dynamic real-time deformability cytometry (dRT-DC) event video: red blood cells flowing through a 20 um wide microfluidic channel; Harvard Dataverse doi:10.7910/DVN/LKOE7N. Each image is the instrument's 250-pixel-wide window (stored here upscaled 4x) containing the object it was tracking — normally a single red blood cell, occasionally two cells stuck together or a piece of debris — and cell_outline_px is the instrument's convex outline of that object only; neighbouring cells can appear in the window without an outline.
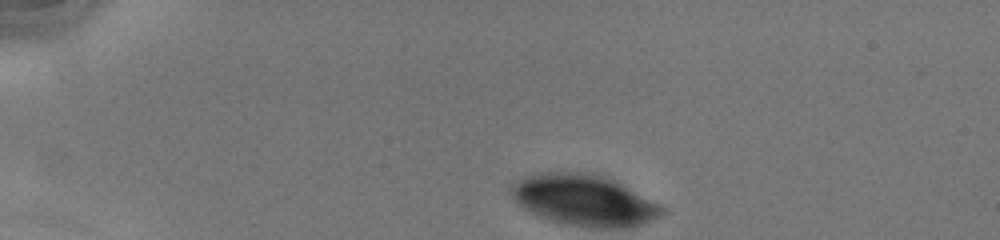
{"species": "human", "species_latin": "Homo sapiens", "temperature_condition": "cold", "stored_images_in_passage": 34, "camera_frame_rate_fps": 3000, "um_per_image_px": 0.085, "donor": {"sex": "male"}, "frame": {"image": 1, "passage_image": 1, "time_ms": 0.0, "image_size_px": [1000, 240], "cell_outline_px": [[660, 208], [656, 212], [632, 224], [588, 224], [568, 220], [544, 212], [520, 200], [516, 192], [520, 184], [528, 180], [564, 176], [576, 176], [600, 180], [612, 184]], "centroid_in_image_um": [49.7, 17.04], "position_along_channel_um": 35.3, "area_um2": 33.87}}
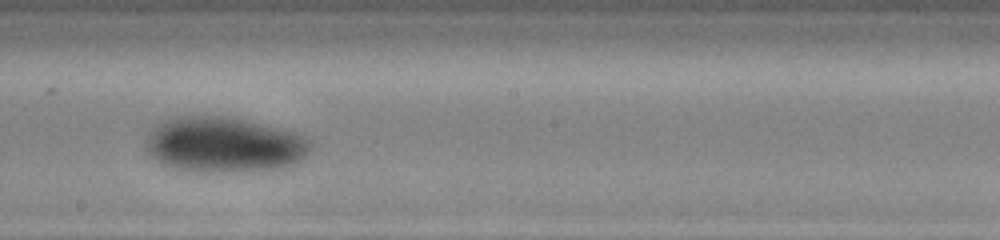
{"frame": {"image": 2, "passage_image": 20, "time_ms": 6.333, "image_size_px": [1000, 240], "cell_outline_px": [[300, 152], [288, 160], [272, 164], [188, 164], [172, 160], [164, 156], [156, 148], [156, 140], [160, 132], [164, 128], [176, 124], [212, 120], [240, 124], [288, 136], [300, 144]], "centroid_in_image_um": [19.07, 12.25], "position_along_channel_um": 229.1, "area_um2": 36.18}}
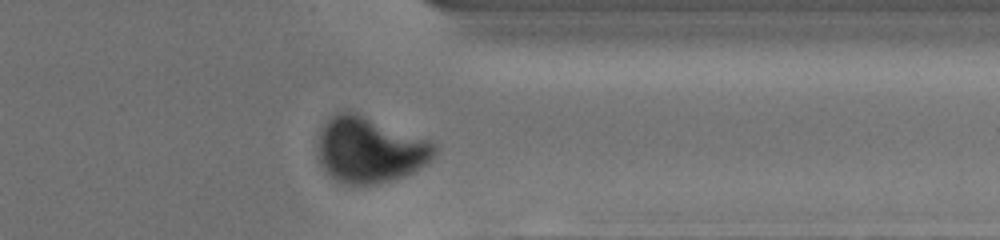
{"frame": {"image": 3, "passage_image": 31, "time_ms": 10.0, "image_size_px": [1000, 240], "cell_outline_px": [[432, 152], [420, 164], [408, 172], [376, 180], [348, 180], [336, 176], [328, 168], [324, 160], [324, 132], [328, 124], [336, 116], [356, 116], [428, 144], [432, 148]], "centroid_in_image_um": [31.42, 12.75], "position_along_channel_um": 380.0, "area_um2": 36.24}, "authors_computed_cell_mechanics": {"area_um2": 35.1135, "velocity_mm_per_s": 4.1566, "shape_relaxation_time_tau1_ms": 3.5537, "shape_relaxation_time_tau2_ms": null, "deformation_change_tau1": 0.1218, "deformation_change_tau2": null}}